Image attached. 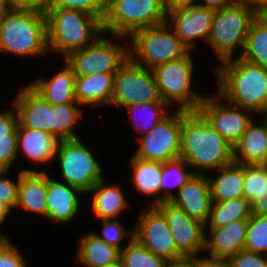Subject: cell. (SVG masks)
Masks as SVG:
<instances>
[{
	"mask_svg": "<svg viewBox=\"0 0 267 267\" xmlns=\"http://www.w3.org/2000/svg\"><path fill=\"white\" fill-rule=\"evenodd\" d=\"M180 158L195 174L206 175L234 161L233 146L199 111L181 109Z\"/></svg>",
	"mask_w": 267,
	"mask_h": 267,
	"instance_id": "cell-1",
	"label": "cell"
},
{
	"mask_svg": "<svg viewBox=\"0 0 267 267\" xmlns=\"http://www.w3.org/2000/svg\"><path fill=\"white\" fill-rule=\"evenodd\" d=\"M213 72L215 92L227 102L256 116L267 111V68L237 56L221 61Z\"/></svg>",
	"mask_w": 267,
	"mask_h": 267,
	"instance_id": "cell-2",
	"label": "cell"
},
{
	"mask_svg": "<svg viewBox=\"0 0 267 267\" xmlns=\"http://www.w3.org/2000/svg\"><path fill=\"white\" fill-rule=\"evenodd\" d=\"M0 52L22 59L48 56L45 11L11 8L0 25Z\"/></svg>",
	"mask_w": 267,
	"mask_h": 267,
	"instance_id": "cell-3",
	"label": "cell"
},
{
	"mask_svg": "<svg viewBox=\"0 0 267 267\" xmlns=\"http://www.w3.org/2000/svg\"><path fill=\"white\" fill-rule=\"evenodd\" d=\"M45 14L48 52L61 58L90 45L103 33L102 22L81 10L48 8Z\"/></svg>",
	"mask_w": 267,
	"mask_h": 267,
	"instance_id": "cell-4",
	"label": "cell"
},
{
	"mask_svg": "<svg viewBox=\"0 0 267 267\" xmlns=\"http://www.w3.org/2000/svg\"><path fill=\"white\" fill-rule=\"evenodd\" d=\"M254 20L255 5L249 0H237L229 7L215 11L207 46L219 62L242 54Z\"/></svg>",
	"mask_w": 267,
	"mask_h": 267,
	"instance_id": "cell-5",
	"label": "cell"
},
{
	"mask_svg": "<svg viewBox=\"0 0 267 267\" xmlns=\"http://www.w3.org/2000/svg\"><path fill=\"white\" fill-rule=\"evenodd\" d=\"M193 51L184 57L160 64L152 70L161 99L172 109L198 111L205 93L193 87L195 62Z\"/></svg>",
	"mask_w": 267,
	"mask_h": 267,
	"instance_id": "cell-6",
	"label": "cell"
},
{
	"mask_svg": "<svg viewBox=\"0 0 267 267\" xmlns=\"http://www.w3.org/2000/svg\"><path fill=\"white\" fill-rule=\"evenodd\" d=\"M120 41L125 42L124 45ZM128 57V37L103 32L90 45L69 53L63 59L75 76H87L96 73L116 74Z\"/></svg>",
	"mask_w": 267,
	"mask_h": 267,
	"instance_id": "cell-7",
	"label": "cell"
},
{
	"mask_svg": "<svg viewBox=\"0 0 267 267\" xmlns=\"http://www.w3.org/2000/svg\"><path fill=\"white\" fill-rule=\"evenodd\" d=\"M128 39L129 57L148 69L180 59L190 51L166 22L137 29Z\"/></svg>",
	"mask_w": 267,
	"mask_h": 267,
	"instance_id": "cell-8",
	"label": "cell"
},
{
	"mask_svg": "<svg viewBox=\"0 0 267 267\" xmlns=\"http://www.w3.org/2000/svg\"><path fill=\"white\" fill-rule=\"evenodd\" d=\"M163 0H106L105 33L129 37L135 30L166 22Z\"/></svg>",
	"mask_w": 267,
	"mask_h": 267,
	"instance_id": "cell-9",
	"label": "cell"
},
{
	"mask_svg": "<svg viewBox=\"0 0 267 267\" xmlns=\"http://www.w3.org/2000/svg\"><path fill=\"white\" fill-rule=\"evenodd\" d=\"M97 154L82 142L81 138L60 141L56 156L61 182L77 187L87 194L104 177Z\"/></svg>",
	"mask_w": 267,
	"mask_h": 267,
	"instance_id": "cell-10",
	"label": "cell"
},
{
	"mask_svg": "<svg viewBox=\"0 0 267 267\" xmlns=\"http://www.w3.org/2000/svg\"><path fill=\"white\" fill-rule=\"evenodd\" d=\"M153 101L163 100L152 70L128 57L114 75L111 107L124 108L131 104Z\"/></svg>",
	"mask_w": 267,
	"mask_h": 267,
	"instance_id": "cell-11",
	"label": "cell"
},
{
	"mask_svg": "<svg viewBox=\"0 0 267 267\" xmlns=\"http://www.w3.org/2000/svg\"><path fill=\"white\" fill-rule=\"evenodd\" d=\"M132 155L144 160L166 162L180 158L181 109H173L147 134L136 138Z\"/></svg>",
	"mask_w": 267,
	"mask_h": 267,
	"instance_id": "cell-12",
	"label": "cell"
},
{
	"mask_svg": "<svg viewBox=\"0 0 267 267\" xmlns=\"http://www.w3.org/2000/svg\"><path fill=\"white\" fill-rule=\"evenodd\" d=\"M198 111L233 147L256 116L250 110L227 102L217 92L206 94Z\"/></svg>",
	"mask_w": 267,
	"mask_h": 267,
	"instance_id": "cell-13",
	"label": "cell"
},
{
	"mask_svg": "<svg viewBox=\"0 0 267 267\" xmlns=\"http://www.w3.org/2000/svg\"><path fill=\"white\" fill-rule=\"evenodd\" d=\"M136 223L134 238L149 251L166 261L185 257L177 249L164 215L154 205L140 207Z\"/></svg>",
	"mask_w": 267,
	"mask_h": 267,
	"instance_id": "cell-14",
	"label": "cell"
},
{
	"mask_svg": "<svg viewBox=\"0 0 267 267\" xmlns=\"http://www.w3.org/2000/svg\"><path fill=\"white\" fill-rule=\"evenodd\" d=\"M166 219L177 249L185 257L204 254L205 226L190 217L171 202H160L154 205Z\"/></svg>",
	"mask_w": 267,
	"mask_h": 267,
	"instance_id": "cell-15",
	"label": "cell"
},
{
	"mask_svg": "<svg viewBox=\"0 0 267 267\" xmlns=\"http://www.w3.org/2000/svg\"><path fill=\"white\" fill-rule=\"evenodd\" d=\"M214 14L215 11L199 5L176 8L167 13L166 23L182 43L193 51L198 43L207 44Z\"/></svg>",
	"mask_w": 267,
	"mask_h": 267,
	"instance_id": "cell-16",
	"label": "cell"
},
{
	"mask_svg": "<svg viewBox=\"0 0 267 267\" xmlns=\"http://www.w3.org/2000/svg\"><path fill=\"white\" fill-rule=\"evenodd\" d=\"M49 174L47 172V220L70 224L81 212L82 202L79 197L86 194L77 187L61 182L60 178L58 180L52 178Z\"/></svg>",
	"mask_w": 267,
	"mask_h": 267,
	"instance_id": "cell-17",
	"label": "cell"
},
{
	"mask_svg": "<svg viewBox=\"0 0 267 267\" xmlns=\"http://www.w3.org/2000/svg\"><path fill=\"white\" fill-rule=\"evenodd\" d=\"M18 90L17 96L10 102L17 112L18 124L23 128L50 133L51 104L29 84Z\"/></svg>",
	"mask_w": 267,
	"mask_h": 267,
	"instance_id": "cell-18",
	"label": "cell"
},
{
	"mask_svg": "<svg viewBox=\"0 0 267 267\" xmlns=\"http://www.w3.org/2000/svg\"><path fill=\"white\" fill-rule=\"evenodd\" d=\"M170 202L190 217L205 224L212 205L207 176L195 174L175 193Z\"/></svg>",
	"mask_w": 267,
	"mask_h": 267,
	"instance_id": "cell-19",
	"label": "cell"
},
{
	"mask_svg": "<svg viewBox=\"0 0 267 267\" xmlns=\"http://www.w3.org/2000/svg\"><path fill=\"white\" fill-rule=\"evenodd\" d=\"M247 225L248 219H242L218 228L205 229V255L228 260L232 258L244 249Z\"/></svg>",
	"mask_w": 267,
	"mask_h": 267,
	"instance_id": "cell-20",
	"label": "cell"
},
{
	"mask_svg": "<svg viewBox=\"0 0 267 267\" xmlns=\"http://www.w3.org/2000/svg\"><path fill=\"white\" fill-rule=\"evenodd\" d=\"M47 171L32 168L20 170L16 209L41 215L47 219L46 205Z\"/></svg>",
	"mask_w": 267,
	"mask_h": 267,
	"instance_id": "cell-21",
	"label": "cell"
},
{
	"mask_svg": "<svg viewBox=\"0 0 267 267\" xmlns=\"http://www.w3.org/2000/svg\"><path fill=\"white\" fill-rule=\"evenodd\" d=\"M59 140L48 132L35 129L23 128L18 124L17 127V148L18 156L20 153L28 161L38 165H46L53 162Z\"/></svg>",
	"mask_w": 267,
	"mask_h": 267,
	"instance_id": "cell-22",
	"label": "cell"
},
{
	"mask_svg": "<svg viewBox=\"0 0 267 267\" xmlns=\"http://www.w3.org/2000/svg\"><path fill=\"white\" fill-rule=\"evenodd\" d=\"M115 74L96 73L75 76V100L83 107H109Z\"/></svg>",
	"mask_w": 267,
	"mask_h": 267,
	"instance_id": "cell-23",
	"label": "cell"
},
{
	"mask_svg": "<svg viewBox=\"0 0 267 267\" xmlns=\"http://www.w3.org/2000/svg\"><path fill=\"white\" fill-rule=\"evenodd\" d=\"M61 69L53 77H38L28 84L52 105L78 103L75 100V74L71 67L62 59Z\"/></svg>",
	"mask_w": 267,
	"mask_h": 267,
	"instance_id": "cell-24",
	"label": "cell"
},
{
	"mask_svg": "<svg viewBox=\"0 0 267 267\" xmlns=\"http://www.w3.org/2000/svg\"><path fill=\"white\" fill-rule=\"evenodd\" d=\"M105 179L104 177L97 182L86 194V196L91 195V211L98 221L120 218L122 213L129 208L128 198L120 185L117 183L108 184Z\"/></svg>",
	"mask_w": 267,
	"mask_h": 267,
	"instance_id": "cell-25",
	"label": "cell"
},
{
	"mask_svg": "<svg viewBox=\"0 0 267 267\" xmlns=\"http://www.w3.org/2000/svg\"><path fill=\"white\" fill-rule=\"evenodd\" d=\"M248 125L245 133L233 147L234 162L240 164H267V128L262 119ZM258 120V121H257Z\"/></svg>",
	"mask_w": 267,
	"mask_h": 267,
	"instance_id": "cell-26",
	"label": "cell"
},
{
	"mask_svg": "<svg viewBox=\"0 0 267 267\" xmlns=\"http://www.w3.org/2000/svg\"><path fill=\"white\" fill-rule=\"evenodd\" d=\"M215 176L213 175L214 173ZM213 175V176H212ZM206 174L212 201L221 202L234 198H243L244 164L231 162L215 171Z\"/></svg>",
	"mask_w": 267,
	"mask_h": 267,
	"instance_id": "cell-27",
	"label": "cell"
},
{
	"mask_svg": "<svg viewBox=\"0 0 267 267\" xmlns=\"http://www.w3.org/2000/svg\"><path fill=\"white\" fill-rule=\"evenodd\" d=\"M81 237V238H80ZM79 237L75 262L83 267H104L120 260V250L91 230Z\"/></svg>",
	"mask_w": 267,
	"mask_h": 267,
	"instance_id": "cell-28",
	"label": "cell"
},
{
	"mask_svg": "<svg viewBox=\"0 0 267 267\" xmlns=\"http://www.w3.org/2000/svg\"><path fill=\"white\" fill-rule=\"evenodd\" d=\"M128 162L131 167L130 181L134 191L141 196L152 197L147 205L160 203L161 162L130 157Z\"/></svg>",
	"mask_w": 267,
	"mask_h": 267,
	"instance_id": "cell-29",
	"label": "cell"
},
{
	"mask_svg": "<svg viewBox=\"0 0 267 267\" xmlns=\"http://www.w3.org/2000/svg\"><path fill=\"white\" fill-rule=\"evenodd\" d=\"M84 116L79 103L52 105L50 109V134L59 141L80 138L75 128Z\"/></svg>",
	"mask_w": 267,
	"mask_h": 267,
	"instance_id": "cell-30",
	"label": "cell"
},
{
	"mask_svg": "<svg viewBox=\"0 0 267 267\" xmlns=\"http://www.w3.org/2000/svg\"><path fill=\"white\" fill-rule=\"evenodd\" d=\"M128 111L129 122L135 129L137 138L147 134L173 109L164 101L136 103L124 107Z\"/></svg>",
	"mask_w": 267,
	"mask_h": 267,
	"instance_id": "cell-31",
	"label": "cell"
},
{
	"mask_svg": "<svg viewBox=\"0 0 267 267\" xmlns=\"http://www.w3.org/2000/svg\"><path fill=\"white\" fill-rule=\"evenodd\" d=\"M252 215L251 204L246 198H234L221 202L212 201L205 229H214L234 221L249 219Z\"/></svg>",
	"mask_w": 267,
	"mask_h": 267,
	"instance_id": "cell-32",
	"label": "cell"
},
{
	"mask_svg": "<svg viewBox=\"0 0 267 267\" xmlns=\"http://www.w3.org/2000/svg\"><path fill=\"white\" fill-rule=\"evenodd\" d=\"M194 175V171L182 158L161 162L160 202H170L175 192Z\"/></svg>",
	"mask_w": 267,
	"mask_h": 267,
	"instance_id": "cell-33",
	"label": "cell"
},
{
	"mask_svg": "<svg viewBox=\"0 0 267 267\" xmlns=\"http://www.w3.org/2000/svg\"><path fill=\"white\" fill-rule=\"evenodd\" d=\"M240 57L267 68V29L256 19L250 26Z\"/></svg>",
	"mask_w": 267,
	"mask_h": 267,
	"instance_id": "cell-34",
	"label": "cell"
},
{
	"mask_svg": "<svg viewBox=\"0 0 267 267\" xmlns=\"http://www.w3.org/2000/svg\"><path fill=\"white\" fill-rule=\"evenodd\" d=\"M123 267H165L166 260L155 255L134 237L120 251Z\"/></svg>",
	"mask_w": 267,
	"mask_h": 267,
	"instance_id": "cell-35",
	"label": "cell"
},
{
	"mask_svg": "<svg viewBox=\"0 0 267 267\" xmlns=\"http://www.w3.org/2000/svg\"><path fill=\"white\" fill-rule=\"evenodd\" d=\"M244 250L267 255V215L252 214L248 219Z\"/></svg>",
	"mask_w": 267,
	"mask_h": 267,
	"instance_id": "cell-36",
	"label": "cell"
},
{
	"mask_svg": "<svg viewBox=\"0 0 267 267\" xmlns=\"http://www.w3.org/2000/svg\"><path fill=\"white\" fill-rule=\"evenodd\" d=\"M99 222L102 227L101 233L99 234L96 231H93L95 235H97L100 239H103L108 245L114 246L120 251L134 237V229H126L121 221V218L104 219ZM124 239H126L125 242L123 241Z\"/></svg>",
	"mask_w": 267,
	"mask_h": 267,
	"instance_id": "cell-37",
	"label": "cell"
},
{
	"mask_svg": "<svg viewBox=\"0 0 267 267\" xmlns=\"http://www.w3.org/2000/svg\"><path fill=\"white\" fill-rule=\"evenodd\" d=\"M48 8L81 10L97 17L102 22L106 11V0H51Z\"/></svg>",
	"mask_w": 267,
	"mask_h": 267,
	"instance_id": "cell-38",
	"label": "cell"
},
{
	"mask_svg": "<svg viewBox=\"0 0 267 267\" xmlns=\"http://www.w3.org/2000/svg\"><path fill=\"white\" fill-rule=\"evenodd\" d=\"M8 235L0 232V267H28L25 256Z\"/></svg>",
	"mask_w": 267,
	"mask_h": 267,
	"instance_id": "cell-39",
	"label": "cell"
},
{
	"mask_svg": "<svg viewBox=\"0 0 267 267\" xmlns=\"http://www.w3.org/2000/svg\"><path fill=\"white\" fill-rule=\"evenodd\" d=\"M262 164H244L243 193L250 203L261 197Z\"/></svg>",
	"mask_w": 267,
	"mask_h": 267,
	"instance_id": "cell-40",
	"label": "cell"
},
{
	"mask_svg": "<svg viewBox=\"0 0 267 267\" xmlns=\"http://www.w3.org/2000/svg\"><path fill=\"white\" fill-rule=\"evenodd\" d=\"M10 170H0V200L11 210L16 208L18 201V186L20 181V170L17 179L13 180L9 175Z\"/></svg>",
	"mask_w": 267,
	"mask_h": 267,
	"instance_id": "cell-41",
	"label": "cell"
},
{
	"mask_svg": "<svg viewBox=\"0 0 267 267\" xmlns=\"http://www.w3.org/2000/svg\"><path fill=\"white\" fill-rule=\"evenodd\" d=\"M17 129L6 138L0 139V170H10L18 160Z\"/></svg>",
	"mask_w": 267,
	"mask_h": 267,
	"instance_id": "cell-42",
	"label": "cell"
},
{
	"mask_svg": "<svg viewBox=\"0 0 267 267\" xmlns=\"http://www.w3.org/2000/svg\"><path fill=\"white\" fill-rule=\"evenodd\" d=\"M231 267H267V255L241 250L229 259Z\"/></svg>",
	"mask_w": 267,
	"mask_h": 267,
	"instance_id": "cell-43",
	"label": "cell"
},
{
	"mask_svg": "<svg viewBox=\"0 0 267 267\" xmlns=\"http://www.w3.org/2000/svg\"><path fill=\"white\" fill-rule=\"evenodd\" d=\"M18 127V116L11 104L6 110L0 111V139L11 135Z\"/></svg>",
	"mask_w": 267,
	"mask_h": 267,
	"instance_id": "cell-44",
	"label": "cell"
},
{
	"mask_svg": "<svg viewBox=\"0 0 267 267\" xmlns=\"http://www.w3.org/2000/svg\"><path fill=\"white\" fill-rule=\"evenodd\" d=\"M252 214L267 215V164H262V188L261 197L251 203Z\"/></svg>",
	"mask_w": 267,
	"mask_h": 267,
	"instance_id": "cell-45",
	"label": "cell"
},
{
	"mask_svg": "<svg viewBox=\"0 0 267 267\" xmlns=\"http://www.w3.org/2000/svg\"><path fill=\"white\" fill-rule=\"evenodd\" d=\"M202 254L196 255V264L197 267H231V264L228 259H222L219 257L205 255L202 257Z\"/></svg>",
	"mask_w": 267,
	"mask_h": 267,
	"instance_id": "cell-46",
	"label": "cell"
},
{
	"mask_svg": "<svg viewBox=\"0 0 267 267\" xmlns=\"http://www.w3.org/2000/svg\"><path fill=\"white\" fill-rule=\"evenodd\" d=\"M51 0H12L13 8H33L46 11Z\"/></svg>",
	"mask_w": 267,
	"mask_h": 267,
	"instance_id": "cell-47",
	"label": "cell"
},
{
	"mask_svg": "<svg viewBox=\"0 0 267 267\" xmlns=\"http://www.w3.org/2000/svg\"><path fill=\"white\" fill-rule=\"evenodd\" d=\"M236 1L237 0H196V5L216 11L229 7Z\"/></svg>",
	"mask_w": 267,
	"mask_h": 267,
	"instance_id": "cell-48",
	"label": "cell"
},
{
	"mask_svg": "<svg viewBox=\"0 0 267 267\" xmlns=\"http://www.w3.org/2000/svg\"><path fill=\"white\" fill-rule=\"evenodd\" d=\"M166 13L176 8H185L196 5V0H163Z\"/></svg>",
	"mask_w": 267,
	"mask_h": 267,
	"instance_id": "cell-49",
	"label": "cell"
},
{
	"mask_svg": "<svg viewBox=\"0 0 267 267\" xmlns=\"http://www.w3.org/2000/svg\"><path fill=\"white\" fill-rule=\"evenodd\" d=\"M255 19L267 29V0L255 5Z\"/></svg>",
	"mask_w": 267,
	"mask_h": 267,
	"instance_id": "cell-50",
	"label": "cell"
},
{
	"mask_svg": "<svg viewBox=\"0 0 267 267\" xmlns=\"http://www.w3.org/2000/svg\"><path fill=\"white\" fill-rule=\"evenodd\" d=\"M165 267H197L196 256L167 261Z\"/></svg>",
	"mask_w": 267,
	"mask_h": 267,
	"instance_id": "cell-51",
	"label": "cell"
},
{
	"mask_svg": "<svg viewBox=\"0 0 267 267\" xmlns=\"http://www.w3.org/2000/svg\"><path fill=\"white\" fill-rule=\"evenodd\" d=\"M11 212H12L11 209L0 200V226H2L5 223V220L7 219V217Z\"/></svg>",
	"mask_w": 267,
	"mask_h": 267,
	"instance_id": "cell-52",
	"label": "cell"
},
{
	"mask_svg": "<svg viewBox=\"0 0 267 267\" xmlns=\"http://www.w3.org/2000/svg\"><path fill=\"white\" fill-rule=\"evenodd\" d=\"M11 8H13L12 5L0 3V25Z\"/></svg>",
	"mask_w": 267,
	"mask_h": 267,
	"instance_id": "cell-53",
	"label": "cell"
},
{
	"mask_svg": "<svg viewBox=\"0 0 267 267\" xmlns=\"http://www.w3.org/2000/svg\"><path fill=\"white\" fill-rule=\"evenodd\" d=\"M104 267H123L121 260H119L116 263L110 264V265H105Z\"/></svg>",
	"mask_w": 267,
	"mask_h": 267,
	"instance_id": "cell-54",
	"label": "cell"
},
{
	"mask_svg": "<svg viewBox=\"0 0 267 267\" xmlns=\"http://www.w3.org/2000/svg\"><path fill=\"white\" fill-rule=\"evenodd\" d=\"M259 117L265 122L267 128V111L264 114L259 115Z\"/></svg>",
	"mask_w": 267,
	"mask_h": 267,
	"instance_id": "cell-55",
	"label": "cell"
},
{
	"mask_svg": "<svg viewBox=\"0 0 267 267\" xmlns=\"http://www.w3.org/2000/svg\"><path fill=\"white\" fill-rule=\"evenodd\" d=\"M0 3L12 5V0H0Z\"/></svg>",
	"mask_w": 267,
	"mask_h": 267,
	"instance_id": "cell-56",
	"label": "cell"
},
{
	"mask_svg": "<svg viewBox=\"0 0 267 267\" xmlns=\"http://www.w3.org/2000/svg\"><path fill=\"white\" fill-rule=\"evenodd\" d=\"M262 1H265V0H253V4L256 5V4H258V3L262 2Z\"/></svg>",
	"mask_w": 267,
	"mask_h": 267,
	"instance_id": "cell-57",
	"label": "cell"
}]
</instances>
